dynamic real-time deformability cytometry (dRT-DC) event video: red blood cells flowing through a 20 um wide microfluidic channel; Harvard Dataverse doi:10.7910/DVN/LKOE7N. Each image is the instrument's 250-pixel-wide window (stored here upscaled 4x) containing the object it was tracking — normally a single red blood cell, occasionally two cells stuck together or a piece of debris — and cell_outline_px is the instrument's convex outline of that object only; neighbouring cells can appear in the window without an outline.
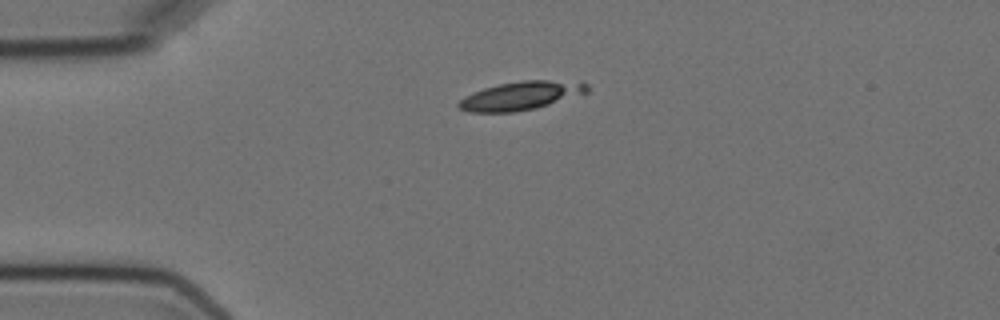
{"species": "Egyptian fruit bat (a non-hibernating species)", "species_latin": "Rousettus aegyptiacus", "temperature_condition": "cold", "stored_images_in_passage": 8, "camera_frame_rate_fps": 3000, "um_per_image_px": 0.085, "animal": {"sex": "female"}, "frame": {"image": 1, "passage_image": 8, "time_ms": 4.0, "image_size_px": [1000, 320], "cell_outline_px": [[588, 92], [536, 108], [512, 112], [468, 112], [456, 108], [456, 104], [464, 96], [472, 92], [484, 88], [500, 84], [520, 80], [584, 80], [588, 84]], "centroid_in_image_um": [44.29, 8.12], "position_along_channel_um": 40.7, "area_um2": 21.62}}